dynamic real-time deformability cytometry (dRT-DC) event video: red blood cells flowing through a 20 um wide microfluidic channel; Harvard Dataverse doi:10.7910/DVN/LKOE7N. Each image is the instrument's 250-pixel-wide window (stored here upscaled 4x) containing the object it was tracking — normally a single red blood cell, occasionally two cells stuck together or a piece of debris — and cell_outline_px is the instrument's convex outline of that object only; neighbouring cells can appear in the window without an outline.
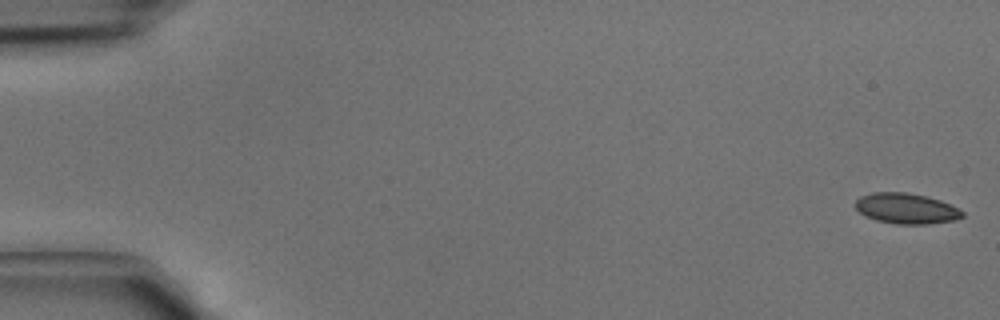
{"species": "common noctule bat (a hibernating species)", "species_latin": "Nyctalus noctula", "temperature_condition": "cold", "stored_images_in_passage": 43, "camera_frame_rate_fps": 3000, "um_per_image_px": 0.085, "animal": {"sex": "male", "body_mass_g": 15.6}, "frame": {"image": 1, "passage_image": 1, "time_ms": 0.0, "image_size_px": [1000, 320], "cell_outline_px": [[964, 216], [956, 220], [928, 224], [896, 224], [876, 220], [864, 216], [856, 208], [856, 200], [860, 196], [872, 192], [904, 192], [928, 196], [940, 200], [964, 212]], "centroid_in_image_um": [77.02, 17.72], "position_along_channel_um": 8.0, "area_um2": 19.07}}
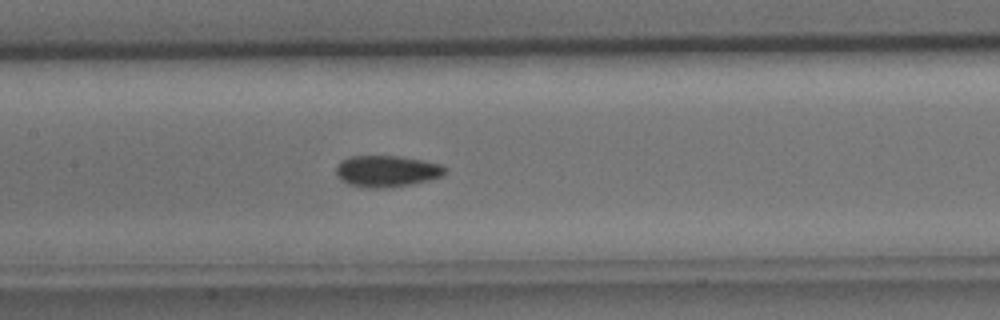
{"frame": {"image": 2, "passage_image": 21, "time_ms": 6.667, "image_size_px": [1000, 320], "cell_outline_px": [[448, 172], [444, 176], [412, 184], [380, 188], [368, 188], [348, 184], [340, 180], [336, 176], [336, 164], [340, 160], [348, 156], [396, 156], [420, 160], [440, 164], [448, 168]], "centroid_in_image_um": [32.85, 14.55], "position_along_channel_um": 174.5, "area_um2": 20.17}}
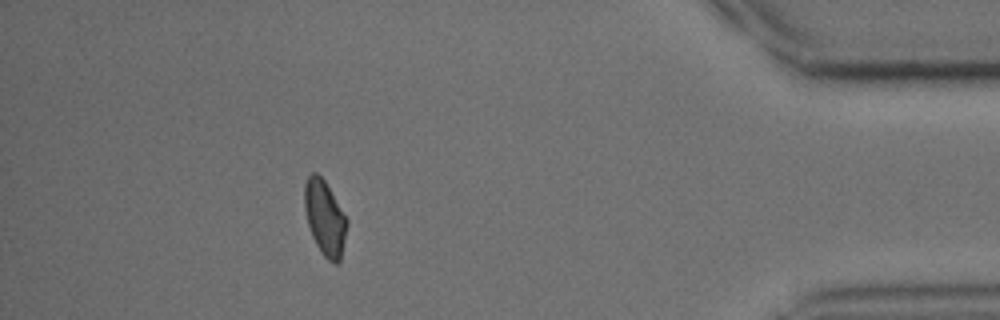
{"frame": {"image": 3, "passage_image": 39, "time_ms": 12.667, "image_size_px": [1000, 320], "cell_outline_px": [[348, 224], [340, 260], [336, 264], [332, 264], [320, 252], [312, 236], [308, 224], [304, 208], [304, 184], [308, 176], [312, 172], [316, 172], [324, 180], [348, 220]], "centroid_in_image_um": [27.6, 18.53], "position_along_channel_um": 407.6, "area_um2": 18.5}}